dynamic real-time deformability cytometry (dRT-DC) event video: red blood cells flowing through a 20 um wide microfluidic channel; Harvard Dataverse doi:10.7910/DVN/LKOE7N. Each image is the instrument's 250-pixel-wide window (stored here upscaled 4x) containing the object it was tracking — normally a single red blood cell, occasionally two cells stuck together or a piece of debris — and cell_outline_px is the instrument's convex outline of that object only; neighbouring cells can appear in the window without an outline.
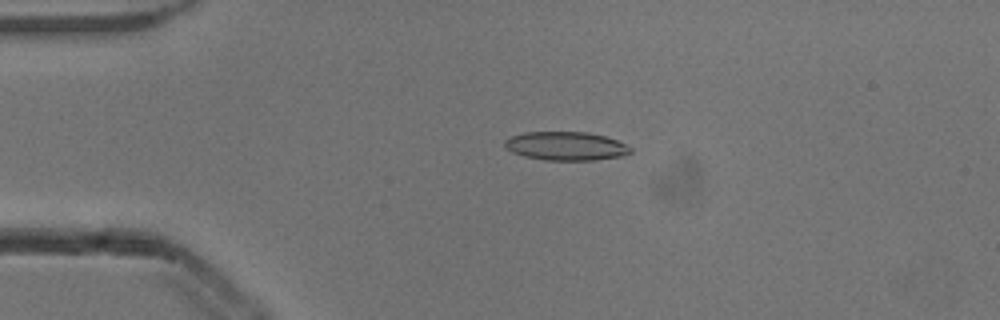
{"species": "common noctule bat (a hibernating species)", "species_latin": "Nyctalus noctula", "temperature_condition": "cold", "stored_images_in_passage": 43, "camera_frame_rate_fps": 3000, "um_per_image_px": 0.085, "animal": {"sex": "male", "body_mass_g": 13.3}, "frame": {"image": 1, "passage_image": 2, "time_ms": 0.333, "image_size_px": [1000, 320], "cell_outline_px": [[632, 152], [624, 156], [596, 160], [544, 160], [524, 156], [512, 152], [504, 148], [504, 140], [512, 136], [524, 132], [588, 132], [604, 136], [616, 140], [632, 148]], "centroid_in_image_um": [48.09, 12.42], "position_along_channel_um": 36.9, "area_um2": 21.1}}
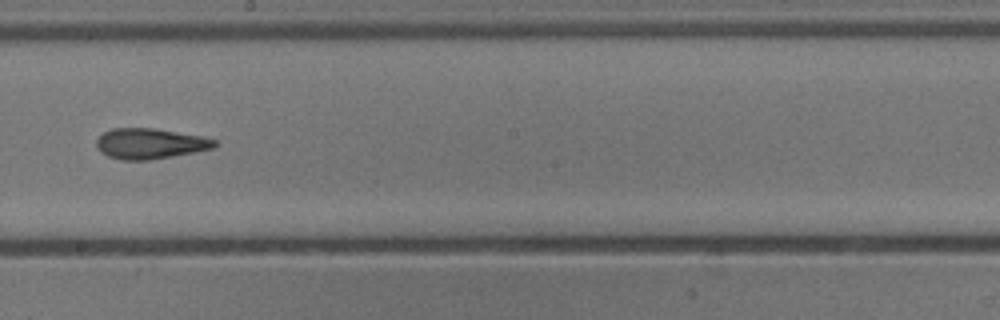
{"frame": {"image": 2, "passage_image": 20, "time_ms": 6.333, "image_size_px": [1000, 320], "cell_outline_px": [[216, 144], [212, 148], [172, 156], [148, 160], [120, 160], [108, 156], [100, 152], [96, 144], [96, 140], [104, 132], [112, 128], [156, 128], [200, 136], [216, 140]], "centroid_in_image_um": [12.7, 12.2], "position_along_channel_um": 235.5, "area_um2": 20.81}}
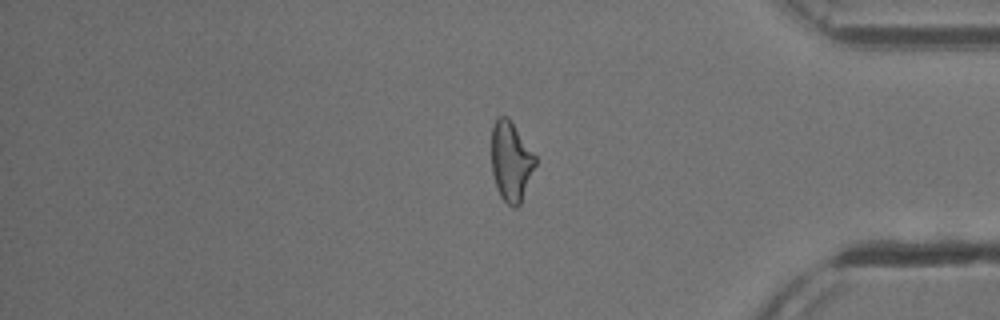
{"frame": {"image": 3, "passage_image": 34, "time_ms": 11.0, "image_size_px": [1000, 320], "cell_outline_px": [[536, 164], [520, 204], [516, 208], [512, 208], [500, 196], [492, 172], [492, 124], [500, 116], [508, 116], [536, 156]], "centroid_in_image_um": [43.43, 13.71], "position_along_channel_um": 391.8, "area_um2": 20.23}, "authors_computed_cell_mechanics": {"area_um2": 20.8658, "velocity_mm_per_s": 3.8805, "shape_relaxation_time_tau1_ms": null, "shape_relaxation_time_tau2_ms": 3.9694, "deformation_change_tau1": null, "deformation_change_tau2": 0.1386}}